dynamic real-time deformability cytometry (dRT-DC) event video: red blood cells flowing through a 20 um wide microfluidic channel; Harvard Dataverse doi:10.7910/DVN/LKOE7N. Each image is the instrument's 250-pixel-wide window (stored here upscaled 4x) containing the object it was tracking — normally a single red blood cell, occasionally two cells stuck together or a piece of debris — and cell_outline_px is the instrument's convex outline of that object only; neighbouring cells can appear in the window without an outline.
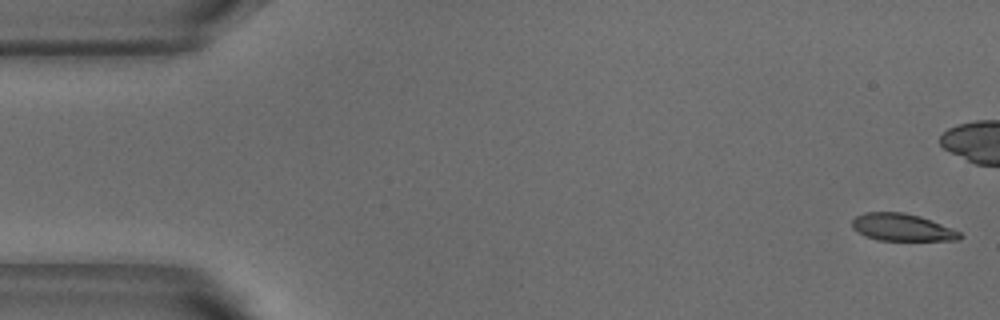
{"species": "common noctule bat (a hibernating species)", "species_latin": "Nyctalus noctula", "temperature_condition": "warm", "stored_images_in_passage": 41, "camera_frame_rate_fps": 3000, "um_per_image_px": 0.085, "animal": {"sex": "male", "body_mass_g": 18.8}, "frame": {"image": 1, "passage_image": 1, "time_ms": 0.0, "image_size_px": [1000, 320], "cell_outline_px": [[964, 236], [960, 240], [876, 240], [864, 236], [852, 228], [852, 220], [856, 216], [864, 212], [904, 212], [920, 216], [960, 232]], "centroid_in_image_um": [76.64, 19.33], "position_along_channel_um": 8.4, "area_um2": 17.11}}
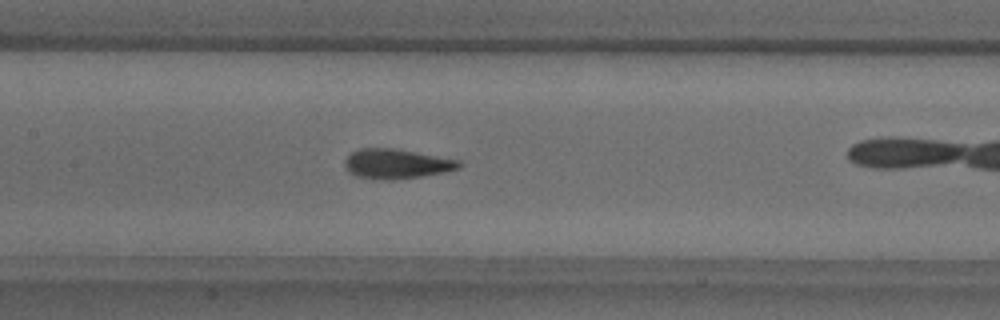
{"frame": {"image": 2, "passage_image": 24, "time_ms": 7.667, "image_size_px": [1000, 320], "cell_outline_px": [[464, 164], [460, 168], [444, 172], [420, 176], [392, 180], [380, 180], [356, 176], [348, 172], [344, 164], [344, 160], [352, 152], [360, 148], [396, 148], [460, 160]], "centroid_in_image_um": [33.71, 13.92], "position_along_channel_um": 173.7, "area_um2": 19.94}}